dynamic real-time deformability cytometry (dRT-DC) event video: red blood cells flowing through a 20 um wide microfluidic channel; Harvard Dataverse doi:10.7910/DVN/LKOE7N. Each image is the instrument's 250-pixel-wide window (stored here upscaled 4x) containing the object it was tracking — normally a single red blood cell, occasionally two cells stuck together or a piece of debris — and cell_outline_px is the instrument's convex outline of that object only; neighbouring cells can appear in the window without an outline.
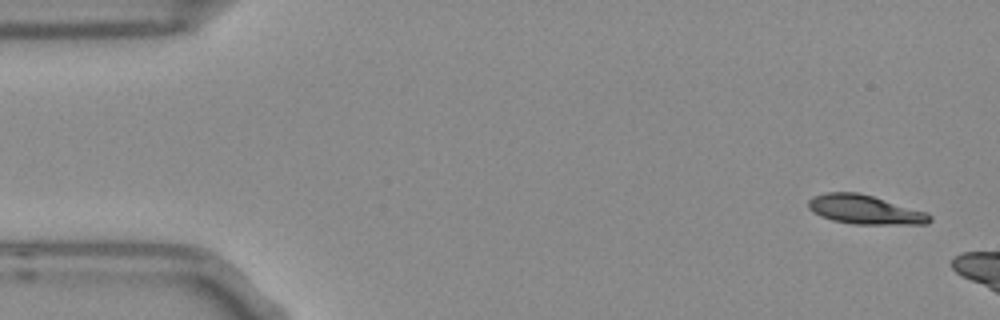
{"species": "Egyptian fruit bat (a non-hibernating species)", "species_latin": "Rousettus aegyptiacus", "temperature_condition": "room temperature", "stored_images_in_passage": 3, "camera_frame_rate_fps": 3000, "um_per_image_px": 0.085, "frame": {"image": 1, "passage_image": 1, "time_ms": 0.0, "image_size_px": [1000, 320], "cell_outline_px": [[932, 220], [928, 224], [852, 224], [832, 220], [820, 216], [812, 212], [808, 208], [808, 200], [812, 196], [824, 192], [860, 192], [928, 212], [932, 216]], "centroid_in_image_um": [73.51, 17.81], "position_along_channel_um": 11.5, "area_um2": 20.92}}